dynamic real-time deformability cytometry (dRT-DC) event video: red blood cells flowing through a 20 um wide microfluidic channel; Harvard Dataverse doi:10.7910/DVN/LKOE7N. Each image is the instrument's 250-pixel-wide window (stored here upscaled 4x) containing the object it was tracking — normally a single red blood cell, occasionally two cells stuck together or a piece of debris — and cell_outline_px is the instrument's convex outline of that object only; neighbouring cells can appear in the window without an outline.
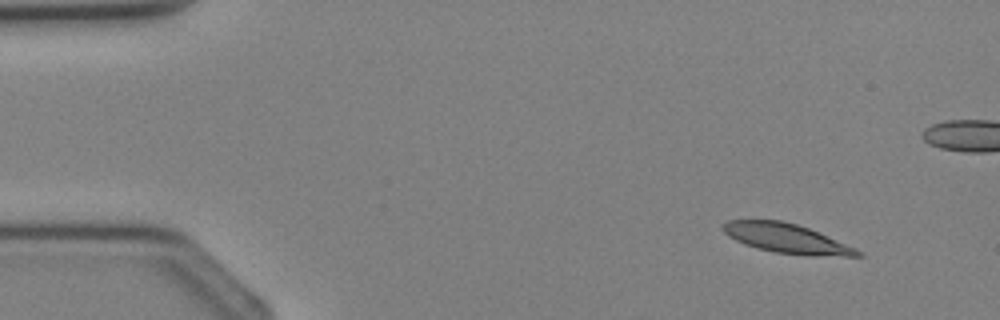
{"species": "Egyptian fruit bat (a non-hibernating species)", "species_latin": "Rousettus aegyptiacus", "temperature_condition": "cold", "stored_images_in_passage": 4, "camera_frame_rate_fps": 3000, "um_per_image_px": 0.085, "animal": {"sex": "female"}, "frame": {"image": 1, "passage_image": 1, "time_ms": 0.0, "image_size_px": [1000, 320], "cell_outline_px": [[864, 256], [808, 256], [776, 252], [756, 248], [744, 244], [728, 236], [720, 228], [720, 224], [728, 220], [784, 220], [808, 228], [856, 248]], "centroid_in_image_um": [66.81, 20.26], "position_along_channel_um": 18.2, "area_um2": 23.12}}